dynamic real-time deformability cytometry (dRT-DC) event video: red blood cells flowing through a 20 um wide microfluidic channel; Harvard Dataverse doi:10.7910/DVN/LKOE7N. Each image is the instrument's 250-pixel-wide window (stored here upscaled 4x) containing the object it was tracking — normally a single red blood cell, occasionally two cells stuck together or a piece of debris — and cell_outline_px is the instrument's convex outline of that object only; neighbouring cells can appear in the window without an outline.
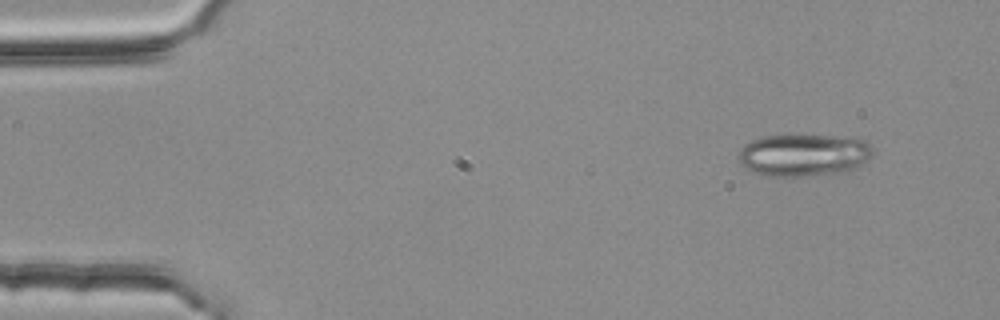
{"species": "common noctule bat (a hibernating species)", "species_latin": "Nyctalus noctula", "temperature_condition": "room temperature", "stored_images_in_passage": 5, "camera_frame_rate_fps": 3000, "um_per_image_px": 0.085, "animal": {"sex": "female", "body_mass_g": 25.1}, "frame": {"image": 1, "passage_image": 2, "time_ms": 0.333, "image_size_px": [1000, 320], "cell_outline_px": [[872, 152], [868, 160], [856, 168], [844, 172], [808, 176], [764, 176], [752, 172], [744, 168], [740, 164], [740, 148], [744, 144], [752, 140], [764, 136], [828, 136], [864, 140], [872, 148]], "centroid_in_image_um": [68.28, 13.2], "position_along_channel_um": 16.7, "area_um2": 32.89}}